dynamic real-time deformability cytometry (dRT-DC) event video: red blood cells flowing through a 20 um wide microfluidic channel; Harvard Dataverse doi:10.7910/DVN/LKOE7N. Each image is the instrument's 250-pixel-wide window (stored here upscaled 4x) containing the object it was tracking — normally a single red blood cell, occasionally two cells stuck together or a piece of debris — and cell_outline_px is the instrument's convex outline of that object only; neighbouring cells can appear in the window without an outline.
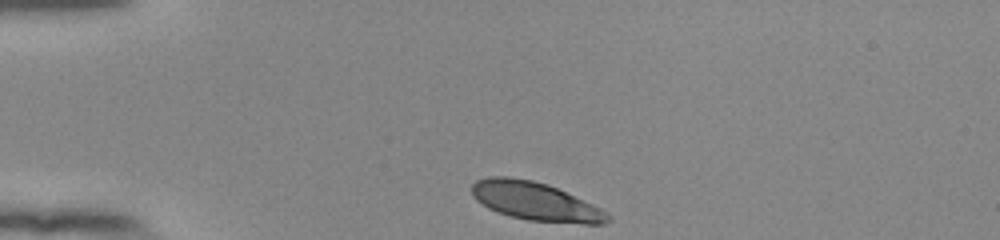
{"species": "human", "species_latin": "Homo sapiens", "temperature_condition": "room temperature", "stored_images_in_passage": 34, "camera_frame_rate_fps": 3000, "um_per_image_px": 0.085, "donor": {"sex": "female"}, "frame": {"image": 1, "passage_image": 1, "time_ms": 0.0, "image_size_px": [1000, 240], "cell_outline_px": [[612, 220], [604, 224], [584, 224], [528, 220], [512, 216], [488, 208], [476, 200], [472, 196], [472, 184], [476, 180], [488, 176], [508, 176], [532, 180], [548, 184], [592, 204], [600, 208], [612, 216]], "centroid_in_image_um": [45.52, 17.11], "position_along_channel_um": 39.5, "area_um2": 30.4}}
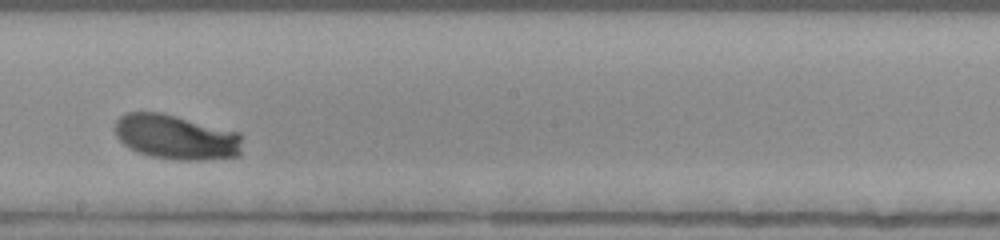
{"frame": {"image": 2, "passage_image": 20, "time_ms": 6.333, "image_size_px": [1000, 240], "cell_outline_px": [[240, 156], [204, 160], [176, 160], [152, 156], [140, 152], [124, 144], [116, 136], [116, 120], [124, 112], [160, 112], [240, 132]], "centroid_in_image_um": [14.97, 11.65], "position_along_channel_um": 233.2, "area_um2": 33.06}}
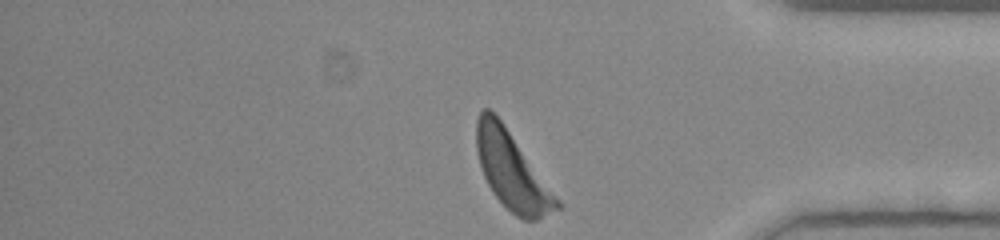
{"frame": {"image": 3, "passage_image": 34, "time_ms": 11.0, "image_size_px": [1000, 240], "cell_outline_px": [[564, 204], [560, 208], [536, 220], [524, 220], [516, 216], [492, 192], [484, 176], [480, 164], [476, 148], [476, 120], [480, 112], [484, 108], [488, 108], [504, 124]], "centroid_in_image_um": [43.54, 14.53], "position_along_channel_um": 391.7, "area_um2": 36.01}, "authors_computed_cell_mechanics": {"area_um2": 33.0327, "velocity_mm_per_s": 3.7506, "shape_relaxation_time_tau1_ms": 2.7824, "shape_relaxation_time_tau2_ms": null, "deformation_change_tau1": 0.1501, "deformation_change_tau2": null}}